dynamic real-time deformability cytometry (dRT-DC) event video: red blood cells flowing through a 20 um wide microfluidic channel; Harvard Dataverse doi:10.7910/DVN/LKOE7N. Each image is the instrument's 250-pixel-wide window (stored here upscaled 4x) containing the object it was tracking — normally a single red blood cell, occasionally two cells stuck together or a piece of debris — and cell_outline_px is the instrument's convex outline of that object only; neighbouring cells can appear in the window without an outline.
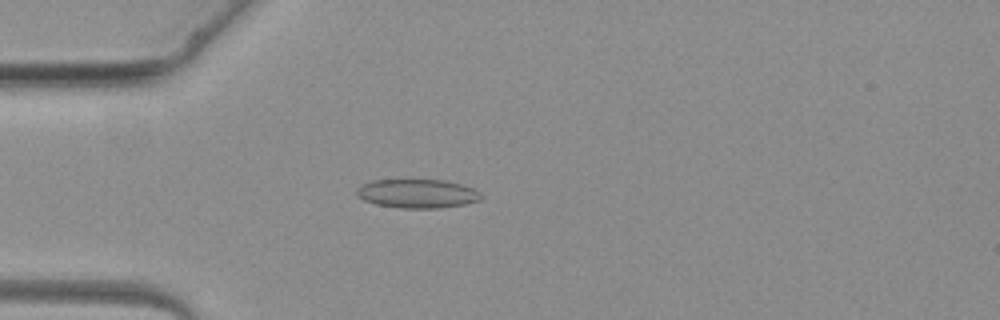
{"species": "common noctule bat (a hibernating species)", "species_latin": "Nyctalus noctula", "temperature_condition": "warm", "stored_images_in_passage": 4, "camera_frame_rate_fps": 3000, "um_per_image_px": 0.085, "animal": {"sex": "female", "body_mass_g": 19.3, "forearm_length_mm": 54.1}, "frame": {"image": 1, "passage_image": 4, "time_ms": 3.333, "image_size_px": [1000, 320], "cell_outline_px": [[484, 196], [480, 200], [464, 204], [440, 208], [400, 208], [376, 204], [364, 200], [356, 196], [356, 188], [360, 184], [372, 180], [444, 180], [476, 188]], "centroid_in_image_um": [35.47, 16.45], "position_along_channel_um": 49.5, "area_um2": 21.15}}